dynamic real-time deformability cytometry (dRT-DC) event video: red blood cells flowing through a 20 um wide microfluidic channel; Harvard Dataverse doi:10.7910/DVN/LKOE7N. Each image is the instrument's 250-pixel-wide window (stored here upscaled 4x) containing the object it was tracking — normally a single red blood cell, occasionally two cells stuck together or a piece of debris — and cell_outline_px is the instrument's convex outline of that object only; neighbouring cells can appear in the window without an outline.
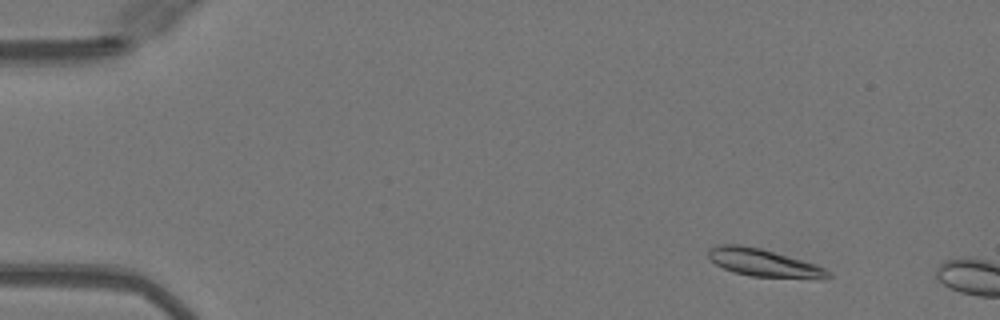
{"species": "Egyptian fruit bat (a non-hibernating species)", "species_latin": "Rousettus aegyptiacus", "temperature_condition": "warm", "stored_images_in_passage": 5, "camera_frame_rate_fps": 3000, "um_per_image_px": 0.085, "animal": {"sex": "female"}, "frame": {"image": 1, "passage_image": 1, "time_ms": 0.0, "image_size_px": [1000, 320], "cell_outline_px": [[832, 276], [748, 276], [724, 268], [716, 264], [708, 256], [708, 248], [716, 244], [740, 244], [760, 248], [816, 264], [832, 272]], "centroid_in_image_um": [64.77, 22.28], "position_along_channel_um": 20.2, "area_um2": 18.44}}